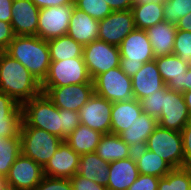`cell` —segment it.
<instances>
[{"mask_svg": "<svg viewBox=\"0 0 191 190\" xmlns=\"http://www.w3.org/2000/svg\"><path fill=\"white\" fill-rule=\"evenodd\" d=\"M0 92L22 105L42 93L41 83L19 61L0 51Z\"/></svg>", "mask_w": 191, "mask_h": 190, "instance_id": "cell-1", "label": "cell"}, {"mask_svg": "<svg viewBox=\"0 0 191 190\" xmlns=\"http://www.w3.org/2000/svg\"><path fill=\"white\" fill-rule=\"evenodd\" d=\"M5 52L19 61L42 83L46 78L51 57L47 41L36 36H15Z\"/></svg>", "mask_w": 191, "mask_h": 190, "instance_id": "cell-2", "label": "cell"}, {"mask_svg": "<svg viewBox=\"0 0 191 190\" xmlns=\"http://www.w3.org/2000/svg\"><path fill=\"white\" fill-rule=\"evenodd\" d=\"M21 126L39 128L61 138V116L59 108L46 96L40 93L21 105Z\"/></svg>", "mask_w": 191, "mask_h": 190, "instance_id": "cell-3", "label": "cell"}, {"mask_svg": "<svg viewBox=\"0 0 191 190\" xmlns=\"http://www.w3.org/2000/svg\"><path fill=\"white\" fill-rule=\"evenodd\" d=\"M120 68L133 77L144 63L155 59L153 48L145 30L135 28L120 43Z\"/></svg>", "mask_w": 191, "mask_h": 190, "instance_id": "cell-4", "label": "cell"}, {"mask_svg": "<svg viewBox=\"0 0 191 190\" xmlns=\"http://www.w3.org/2000/svg\"><path fill=\"white\" fill-rule=\"evenodd\" d=\"M21 153L44 167L64 141L49 132L30 126H20Z\"/></svg>", "mask_w": 191, "mask_h": 190, "instance_id": "cell-5", "label": "cell"}, {"mask_svg": "<svg viewBox=\"0 0 191 190\" xmlns=\"http://www.w3.org/2000/svg\"><path fill=\"white\" fill-rule=\"evenodd\" d=\"M145 148L162 157L172 168L184 167L182 135L159 125L148 137Z\"/></svg>", "mask_w": 191, "mask_h": 190, "instance_id": "cell-6", "label": "cell"}, {"mask_svg": "<svg viewBox=\"0 0 191 190\" xmlns=\"http://www.w3.org/2000/svg\"><path fill=\"white\" fill-rule=\"evenodd\" d=\"M93 83L83 57L50 63L49 71L41 87H61L74 84Z\"/></svg>", "mask_w": 191, "mask_h": 190, "instance_id": "cell-7", "label": "cell"}, {"mask_svg": "<svg viewBox=\"0 0 191 190\" xmlns=\"http://www.w3.org/2000/svg\"><path fill=\"white\" fill-rule=\"evenodd\" d=\"M119 47L95 40L83 47V59L93 81L101 73L120 67Z\"/></svg>", "mask_w": 191, "mask_h": 190, "instance_id": "cell-8", "label": "cell"}, {"mask_svg": "<svg viewBox=\"0 0 191 190\" xmlns=\"http://www.w3.org/2000/svg\"><path fill=\"white\" fill-rule=\"evenodd\" d=\"M94 93L108 101L120 102L133 99L132 78L120 67L101 73L94 80Z\"/></svg>", "mask_w": 191, "mask_h": 190, "instance_id": "cell-9", "label": "cell"}, {"mask_svg": "<svg viewBox=\"0 0 191 190\" xmlns=\"http://www.w3.org/2000/svg\"><path fill=\"white\" fill-rule=\"evenodd\" d=\"M43 177V167L21 153L3 183L6 190H34Z\"/></svg>", "mask_w": 191, "mask_h": 190, "instance_id": "cell-10", "label": "cell"}, {"mask_svg": "<svg viewBox=\"0 0 191 190\" xmlns=\"http://www.w3.org/2000/svg\"><path fill=\"white\" fill-rule=\"evenodd\" d=\"M75 4L40 9L37 36L48 41L66 35Z\"/></svg>", "mask_w": 191, "mask_h": 190, "instance_id": "cell-11", "label": "cell"}, {"mask_svg": "<svg viewBox=\"0 0 191 190\" xmlns=\"http://www.w3.org/2000/svg\"><path fill=\"white\" fill-rule=\"evenodd\" d=\"M41 89L57 108L79 112L94 94V83L41 87Z\"/></svg>", "mask_w": 191, "mask_h": 190, "instance_id": "cell-12", "label": "cell"}, {"mask_svg": "<svg viewBox=\"0 0 191 190\" xmlns=\"http://www.w3.org/2000/svg\"><path fill=\"white\" fill-rule=\"evenodd\" d=\"M135 28L132 10L113 11L99 21V40L119 46Z\"/></svg>", "mask_w": 191, "mask_h": 190, "instance_id": "cell-13", "label": "cell"}, {"mask_svg": "<svg viewBox=\"0 0 191 190\" xmlns=\"http://www.w3.org/2000/svg\"><path fill=\"white\" fill-rule=\"evenodd\" d=\"M113 103L93 94L87 103L79 110L80 124L102 134L111 133V109Z\"/></svg>", "mask_w": 191, "mask_h": 190, "instance_id": "cell-14", "label": "cell"}, {"mask_svg": "<svg viewBox=\"0 0 191 190\" xmlns=\"http://www.w3.org/2000/svg\"><path fill=\"white\" fill-rule=\"evenodd\" d=\"M157 120L160 127L181 132L191 120L183 93L171 89L165 91L162 113Z\"/></svg>", "mask_w": 191, "mask_h": 190, "instance_id": "cell-15", "label": "cell"}, {"mask_svg": "<svg viewBox=\"0 0 191 190\" xmlns=\"http://www.w3.org/2000/svg\"><path fill=\"white\" fill-rule=\"evenodd\" d=\"M79 160L80 155L63 141L43 167L44 176L70 179L77 173Z\"/></svg>", "mask_w": 191, "mask_h": 190, "instance_id": "cell-16", "label": "cell"}, {"mask_svg": "<svg viewBox=\"0 0 191 190\" xmlns=\"http://www.w3.org/2000/svg\"><path fill=\"white\" fill-rule=\"evenodd\" d=\"M39 12L31 0H13L11 25L15 36H37Z\"/></svg>", "mask_w": 191, "mask_h": 190, "instance_id": "cell-17", "label": "cell"}, {"mask_svg": "<svg viewBox=\"0 0 191 190\" xmlns=\"http://www.w3.org/2000/svg\"><path fill=\"white\" fill-rule=\"evenodd\" d=\"M164 86L165 83L155 59L144 63L142 68L132 77L133 97L138 101L156 93Z\"/></svg>", "mask_w": 191, "mask_h": 190, "instance_id": "cell-18", "label": "cell"}, {"mask_svg": "<svg viewBox=\"0 0 191 190\" xmlns=\"http://www.w3.org/2000/svg\"><path fill=\"white\" fill-rule=\"evenodd\" d=\"M155 62L168 89L184 93V79L190 65L174 54L156 57Z\"/></svg>", "mask_w": 191, "mask_h": 190, "instance_id": "cell-19", "label": "cell"}, {"mask_svg": "<svg viewBox=\"0 0 191 190\" xmlns=\"http://www.w3.org/2000/svg\"><path fill=\"white\" fill-rule=\"evenodd\" d=\"M99 21L74 7L67 35L83 46L99 40Z\"/></svg>", "mask_w": 191, "mask_h": 190, "instance_id": "cell-20", "label": "cell"}, {"mask_svg": "<svg viewBox=\"0 0 191 190\" xmlns=\"http://www.w3.org/2000/svg\"><path fill=\"white\" fill-rule=\"evenodd\" d=\"M139 171L134 155L109 163L108 190H127L137 179Z\"/></svg>", "mask_w": 191, "mask_h": 190, "instance_id": "cell-21", "label": "cell"}, {"mask_svg": "<svg viewBox=\"0 0 191 190\" xmlns=\"http://www.w3.org/2000/svg\"><path fill=\"white\" fill-rule=\"evenodd\" d=\"M143 113L140 101L135 98L114 102L111 109V133L120 135Z\"/></svg>", "mask_w": 191, "mask_h": 190, "instance_id": "cell-22", "label": "cell"}, {"mask_svg": "<svg viewBox=\"0 0 191 190\" xmlns=\"http://www.w3.org/2000/svg\"><path fill=\"white\" fill-rule=\"evenodd\" d=\"M21 122V105L9 95L0 92V136H16L20 132Z\"/></svg>", "mask_w": 191, "mask_h": 190, "instance_id": "cell-23", "label": "cell"}, {"mask_svg": "<svg viewBox=\"0 0 191 190\" xmlns=\"http://www.w3.org/2000/svg\"><path fill=\"white\" fill-rule=\"evenodd\" d=\"M158 126V120L150 115L142 113L131 126L119 136L134 151L146 146L148 137Z\"/></svg>", "mask_w": 191, "mask_h": 190, "instance_id": "cell-24", "label": "cell"}, {"mask_svg": "<svg viewBox=\"0 0 191 190\" xmlns=\"http://www.w3.org/2000/svg\"><path fill=\"white\" fill-rule=\"evenodd\" d=\"M176 30V25L166 21L157 23L145 30L155 58L173 54Z\"/></svg>", "mask_w": 191, "mask_h": 190, "instance_id": "cell-25", "label": "cell"}, {"mask_svg": "<svg viewBox=\"0 0 191 190\" xmlns=\"http://www.w3.org/2000/svg\"><path fill=\"white\" fill-rule=\"evenodd\" d=\"M95 153L110 163L133 156L134 150L119 135L108 133L101 137Z\"/></svg>", "mask_w": 191, "mask_h": 190, "instance_id": "cell-26", "label": "cell"}, {"mask_svg": "<svg viewBox=\"0 0 191 190\" xmlns=\"http://www.w3.org/2000/svg\"><path fill=\"white\" fill-rule=\"evenodd\" d=\"M77 173L95 183L107 186L109 163L100 158L95 152L80 155Z\"/></svg>", "mask_w": 191, "mask_h": 190, "instance_id": "cell-27", "label": "cell"}, {"mask_svg": "<svg viewBox=\"0 0 191 190\" xmlns=\"http://www.w3.org/2000/svg\"><path fill=\"white\" fill-rule=\"evenodd\" d=\"M139 174L164 177L173 168L159 155L143 147L134 151Z\"/></svg>", "mask_w": 191, "mask_h": 190, "instance_id": "cell-28", "label": "cell"}, {"mask_svg": "<svg viewBox=\"0 0 191 190\" xmlns=\"http://www.w3.org/2000/svg\"><path fill=\"white\" fill-rule=\"evenodd\" d=\"M103 135L99 131L80 124L64 141L76 153L82 155L95 152Z\"/></svg>", "mask_w": 191, "mask_h": 190, "instance_id": "cell-29", "label": "cell"}, {"mask_svg": "<svg viewBox=\"0 0 191 190\" xmlns=\"http://www.w3.org/2000/svg\"><path fill=\"white\" fill-rule=\"evenodd\" d=\"M131 10L137 29L146 30L147 28L164 21L163 3H134Z\"/></svg>", "mask_w": 191, "mask_h": 190, "instance_id": "cell-30", "label": "cell"}, {"mask_svg": "<svg viewBox=\"0 0 191 190\" xmlns=\"http://www.w3.org/2000/svg\"><path fill=\"white\" fill-rule=\"evenodd\" d=\"M51 62L83 57V45L69 35H62L47 41Z\"/></svg>", "mask_w": 191, "mask_h": 190, "instance_id": "cell-31", "label": "cell"}, {"mask_svg": "<svg viewBox=\"0 0 191 190\" xmlns=\"http://www.w3.org/2000/svg\"><path fill=\"white\" fill-rule=\"evenodd\" d=\"M21 154V140L18 133L14 137L0 136V179L4 180L17 157Z\"/></svg>", "mask_w": 191, "mask_h": 190, "instance_id": "cell-32", "label": "cell"}, {"mask_svg": "<svg viewBox=\"0 0 191 190\" xmlns=\"http://www.w3.org/2000/svg\"><path fill=\"white\" fill-rule=\"evenodd\" d=\"M157 190H191V167L173 168L159 179Z\"/></svg>", "mask_w": 191, "mask_h": 190, "instance_id": "cell-33", "label": "cell"}, {"mask_svg": "<svg viewBox=\"0 0 191 190\" xmlns=\"http://www.w3.org/2000/svg\"><path fill=\"white\" fill-rule=\"evenodd\" d=\"M163 9L164 21L176 25L180 18L191 12V0H166Z\"/></svg>", "mask_w": 191, "mask_h": 190, "instance_id": "cell-34", "label": "cell"}, {"mask_svg": "<svg viewBox=\"0 0 191 190\" xmlns=\"http://www.w3.org/2000/svg\"><path fill=\"white\" fill-rule=\"evenodd\" d=\"M75 7L97 21L113 12L105 0H75Z\"/></svg>", "mask_w": 191, "mask_h": 190, "instance_id": "cell-35", "label": "cell"}, {"mask_svg": "<svg viewBox=\"0 0 191 190\" xmlns=\"http://www.w3.org/2000/svg\"><path fill=\"white\" fill-rule=\"evenodd\" d=\"M167 89L168 87L165 85L162 89H160L156 93L141 99L140 103L143 113L158 119L162 113L165 91Z\"/></svg>", "mask_w": 191, "mask_h": 190, "instance_id": "cell-36", "label": "cell"}, {"mask_svg": "<svg viewBox=\"0 0 191 190\" xmlns=\"http://www.w3.org/2000/svg\"><path fill=\"white\" fill-rule=\"evenodd\" d=\"M173 54L191 66V32L176 30Z\"/></svg>", "mask_w": 191, "mask_h": 190, "instance_id": "cell-37", "label": "cell"}, {"mask_svg": "<svg viewBox=\"0 0 191 190\" xmlns=\"http://www.w3.org/2000/svg\"><path fill=\"white\" fill-rule=\"evenodd\" d=\"M59 116H61V139L70 135L80 125L79 112L59 109Z\"/></svg>", "mask_w": 191, "mask_h": 190, "instance_id": "cell-38", "label": "cell"}, {"mask_svg": "<svg viewBox=\"0 0 191 190\" xmlns=\"http://www.w3.org/2000/svg\"><path fill=\"white\" fill-rule=\"evenodd\" d=\"M34 190H73L70 179L44 176Z\"/></svg>", "mask_w": 191, "mask_h": 190, "instance_id": "cell-39", "label": "cell"}, {"mask_svg": "<svg viewBox=\"0 0 191 190\" xmlns=\"http://www.w3.org/2000/svg\"><path fill=\"white\" fill-rule=\"evenodd\" d=\"M159 179L156 176L139 174L127 190H157Z\"/></svg>", "mask_w": 191, "mask_h": 190, "instance_id": "cell-40", "label": "cell"}, {"mask_svg": "<svg viewBox=\"0 0 191 190\" xmlns=\"http://www.w3.org/2000/svg\"><path fill=\"white\" fill-rule=\"evenodd\" d=\"M73 190H108L107 187L99 185L78 173L70 178Z\"/></svg>", "mask_w": 191, "mask_h": 190, "instance_id": "cell-41", "label": "cell"}, {"mask_svg": "<svg viewBox=\"0 0 191 190\" xmlns=\"http://www.w3.org/2000/svg\"><path fill=\"white\" fill-rule=\"evenodd\" d=\"M182 146L184 155V167H191V121L181 130Z\"/></svg>", "mask_w": 191, "mask_h": 190, "instance_id": "cell-42", "label": "cell"}, {"mask_svg": "<svg viewBox=\"0 0 191 190\" xmlns=\"http://www.w3.org/2000/svg\"><path fill=\"white\" fill-rule=\"evenodd\" d=\"M14 37L11 23L0 21V51H5Z\"/></svg>", "mask_w": 191, "mask_h": 190, "instance_id": "cell-43", "label": "cell"}, {"mask_svg": "<svg viewBox=\"0 0 191 190\" xmlns=\"http://www.w3.org/2000/svg\"><path fill=\"white\" fill-rule=\"evenodd\" d=\"M13 0H0V21L11 23Z\"/></svg>", "mask_w": 191, "mask_h": 190, "instance_id": "cell-44", "label": "cell"}, {"mask_svg": "<svg viewBox=\"0 0 191 190\" xmlns=\"http://www.w3.org/2000/svg\"><path fill=\"white\" fill-rule=\"evenodd\" d=\"M39 9L75 4V0H31Z\"/></svg>", "mask_w": 191, "mask_h": 190, "instance_id": "cell-45", "label": "cell"}, {"mask_svg": "<svg viewBox=\"0 0 191 190\" xmlns=\"http://www.w3.org/2000/svg\"><path fill=\"white\" fill-rule=\"evenodd\" d=\"M112 11L131 10L134 5L133 0H105Z\"/></svg>", "mask_w": 191, "mask_h": 190, "instance_id": "cell-46", "label": "cell"}, {"mask_svg": "<svg viewBox=\"0 0 191 190\" xmlns=\"http://www.w3.org/2000/svg\"><path fill=\"white\" fill-rule=\"evenodd\" d=\"M177 30H184L191 32V12L180 18L176 24Z\"/></svg>", "mask_w": 191, "mask_h": 190, "instance_id": "cell-47", "label": "cell"}, {"mask_svg": "<svg viewBox=\"0 0 191 190\" xmlns=\"http://www.w3.org/2000/svg\"><path fill=\"white\" fill-rule=\"evenodd\" d=\"M191 90V66L189 67L184 79V92Z\"/></svg>", "mask_w": 191, "mask_h": 190, "instance_id": "cell-48", "label": "cell"}, {"mask_svg": "<svg viewBox=\"0 0 191 190\" xmlns=\"http://www.w3.org/2000/svg\"><path fill=\"white\" fill-rule=\"evenodd\" d=\"M187 108H188V112L189 115L191 117V90H188L186 92L183 93Z\"/></svg>", "mask_w": 191, "mask_h": 190, "instance_id": "cell-49", "label": "cell"}, {"mask_svg": "<svg viewBox=\"0 0 191 190\" xmlns=\"http://www.w3.org/2000/svg\"><path fill=\"white\" fill-rule=\"evenodd\" d=\"M166 0H133L134 3H149V2H159L163 3Z\"/></svg>", "mask_w": 191, "mask_h": 190, "instance_id": "cell-50", "label": "cell"}, {"mask_svg": "<svg viewBox=\"0 0 191 190\" xmlns=\"http://www.w3.org/2000/svg\"><path fill=\"white\" fill-rule=\"evenodd\" d=\"M0 190H6L3 180L0 179Z\"/></svg>", "mask_w": 191, "mask_h": 190, "instance_id": "cell-51", "label": "cell"}]
</instances>
